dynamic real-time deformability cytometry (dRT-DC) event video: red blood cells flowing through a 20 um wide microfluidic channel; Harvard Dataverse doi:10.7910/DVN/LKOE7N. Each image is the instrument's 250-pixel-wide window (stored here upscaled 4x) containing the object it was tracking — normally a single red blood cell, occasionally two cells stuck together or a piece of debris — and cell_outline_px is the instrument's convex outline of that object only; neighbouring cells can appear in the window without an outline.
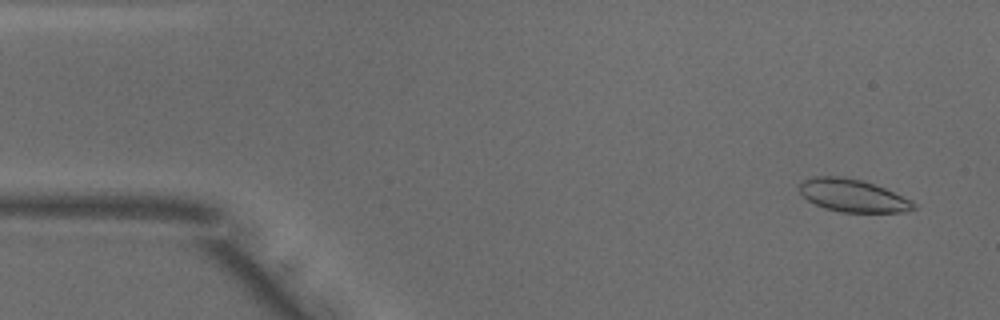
{"species": "common noctule bat (a hibernating species)", "species_latin": "Nyctalus noctula", "temperature_condition": "warm", "stored_images_in_passage": 50, "camera_frame_rate_fps": 3000, "um_per_image_px": 0.085, "animal": {"sex": "male", "body_mass_g": 18.8}, "frame": {"image": 1, "passage_image": 3, "time_ms": 0.667, "image_size_px": [1000, 320], "cell_outline_px": [[916, 208], [904, 212], [844, 212], [824, 208], [808, 200], [800, 192], [800, 184], [804, 180], [812, 176], [844, 176], [860, 180], [884, 188], [912, 200], [916, 204]], "centroid_in_image_um": [72.5, 16.62], "position_along_channel_um": 12.5, "area_um2": 21.56}}
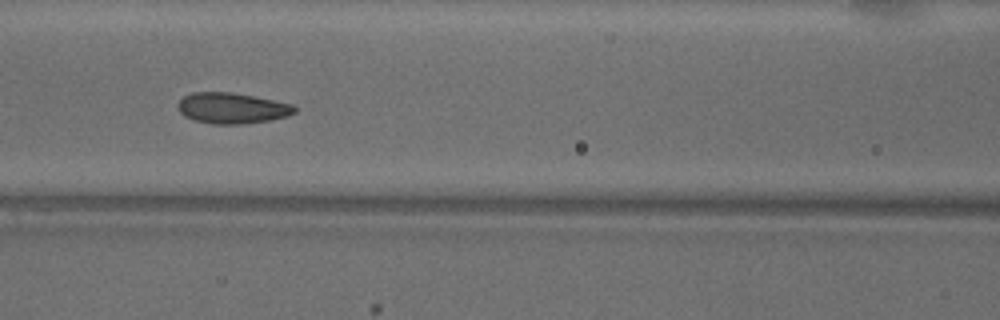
{"frame": {"image": 2, "passage_image": 21, "time_ms": 6.667, "image_size_px": [1000, 320], "cell_outline_px": [[296, 112], [288, 116], [268, 120], [244, 124], [212, 124], [192, 120], [184, 116], [180, 112], [176, 104], [184, 96], [192, 92], [232, 92], [292, 104], [296, 108]], "centroid_in_image_um": [19.68, 9.2], "position_along_channel_um": 146.9, "area_um2": 20.98}}
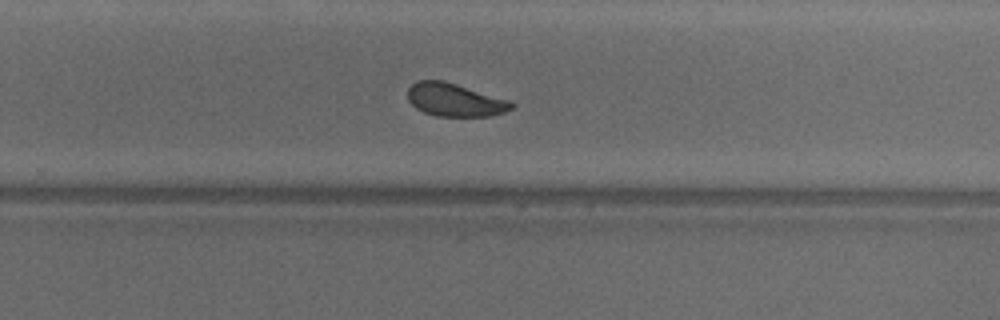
{"frame": {"image": 3, "passage_image": 32, "time_ms": 10.333, "image_size_px": [1000, 320], "cell_outline_px": [[516, 104], [512, 108], [504, 112], [492, 116], [436, 116], [424, 112], [416, 108], [408, 100], [408, 88], [416, 80], [444, 80], [512, 100]], "centroid_in_image_um": [38.69, 8.48], "position_along_channel_um": 291.1, "area_um2": 20.29}, "authors_computed_cell_mechanics": {"area_um2": 21.0392, "velocity_mm_per_s": 3.9429, "shape_relaxation_time_tau1_ms": 3.6454, "shape_relaxation_time_tau2_ms": 1.1973, "deformation_change_tau1": 0.111, "deformation_change_tau2": 0.0691}}